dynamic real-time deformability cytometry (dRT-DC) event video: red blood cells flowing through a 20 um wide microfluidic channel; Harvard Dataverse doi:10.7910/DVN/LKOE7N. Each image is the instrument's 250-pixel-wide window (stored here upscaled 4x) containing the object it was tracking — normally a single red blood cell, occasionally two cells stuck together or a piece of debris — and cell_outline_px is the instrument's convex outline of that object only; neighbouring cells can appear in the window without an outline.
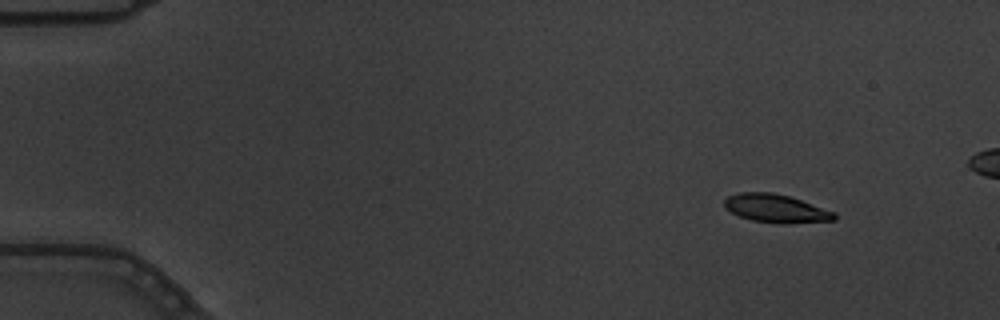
{"species": "common noctule bat (a hibernating species)", "species_latin": "Nyctalus noctula", "temperature_condition": "warm", "stored_images_in_passage": 5, "camera_frame_rate_fps": 3000, "um_per_image_px": 0.085, "animal": {"sex": "male", "body_mass_g": 19.5, "forearm_length_mm": 54.6}, "frame": {"image": 1, "passage_image": 1, "time_ms": 0.0, "image_size_px": [1000, 320], "cell_outline_px": [[836, 220], [752, 220], [740, 216], [724, 208], [724, 200], [728, 196], [740, 192], [772, 192], [788, 196], [836, 212]], "centroid_in_image_um": [65.86, 17.64], "position_along_channel_um": 19.1, "area_um2": 16.82}}